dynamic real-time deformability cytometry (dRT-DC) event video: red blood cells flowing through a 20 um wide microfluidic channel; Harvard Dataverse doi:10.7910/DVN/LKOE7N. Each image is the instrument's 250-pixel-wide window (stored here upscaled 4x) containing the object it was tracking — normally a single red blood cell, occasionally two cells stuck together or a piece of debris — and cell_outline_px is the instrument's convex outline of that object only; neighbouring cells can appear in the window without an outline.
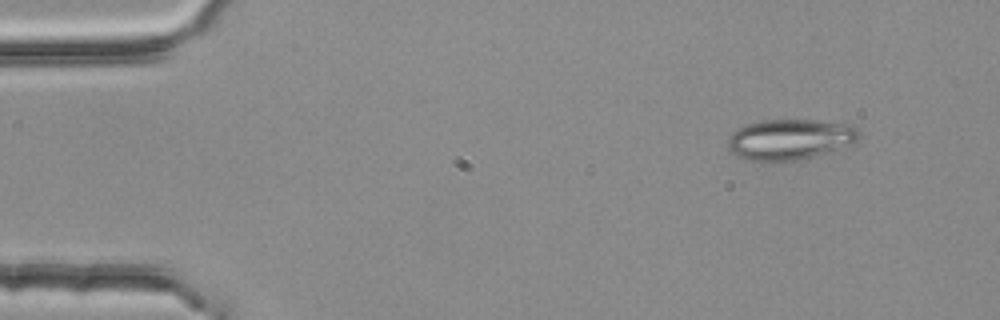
{"species": "common noctule bat (a hibernating species)", "species_latin": "Nyctalus noctula", "temperature_condition": "room temperature", "stored_images_in_passage": 5, "camera_frame_rate_fps": 3000, "um_per_image_px": 0.085, "animal": {"sex": "female", "body_mass_g": 25.1}, "frame": {"image": 1, "passage_image": 2, "time_ms": 0.333, "image_size_px": [1000, 320], "cell_outline_px": [[860, 136], [852, 144], [812, 156], [796, 160], [752, 160], [740, 156], [732, 152], [728, 148], [728, 136], [736, 128], [748, 124], [764, 120], [812, 120], [852, 124], [860, 132]], "centroid_in_image_um": [67.15, 11.82], "position_along_channel_um": 17.9, "area_um2": 30.58}}